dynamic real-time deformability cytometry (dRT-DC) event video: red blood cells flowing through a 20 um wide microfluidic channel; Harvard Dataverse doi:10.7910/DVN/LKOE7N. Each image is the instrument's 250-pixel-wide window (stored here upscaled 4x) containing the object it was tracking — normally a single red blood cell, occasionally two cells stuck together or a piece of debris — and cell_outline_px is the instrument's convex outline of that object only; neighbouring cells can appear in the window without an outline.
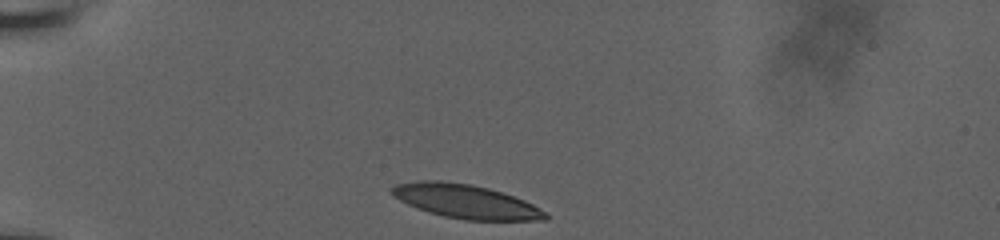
{"species": "human", "species_latin": "Homo sapiens", "temperature_condition": "room temperature", "stored_images_in_passage": 10, "camera_frame_rate_fps": 3000, "um_per_image_px": 0.085, "donor": {"sex": "male"}, "frame": {"image": 1, "passage_image": 1, "time_ms": 0.0, "image_size_px": [1000, 240], "cell_outline_px": [[548, 220], [464, 220], [444, 216], [428, 212], [408, 204], [392, 196], [388, 192], [388, 188], [396, 184], [416, 180], [440, 180], [472, 184], [488, 188], [524, 200], [540, 208], [548, 216]], "centroid_in_image_um": [39.52, 17.1], "position_along_channel_um": 45.5, "area_um2": 30.4}}